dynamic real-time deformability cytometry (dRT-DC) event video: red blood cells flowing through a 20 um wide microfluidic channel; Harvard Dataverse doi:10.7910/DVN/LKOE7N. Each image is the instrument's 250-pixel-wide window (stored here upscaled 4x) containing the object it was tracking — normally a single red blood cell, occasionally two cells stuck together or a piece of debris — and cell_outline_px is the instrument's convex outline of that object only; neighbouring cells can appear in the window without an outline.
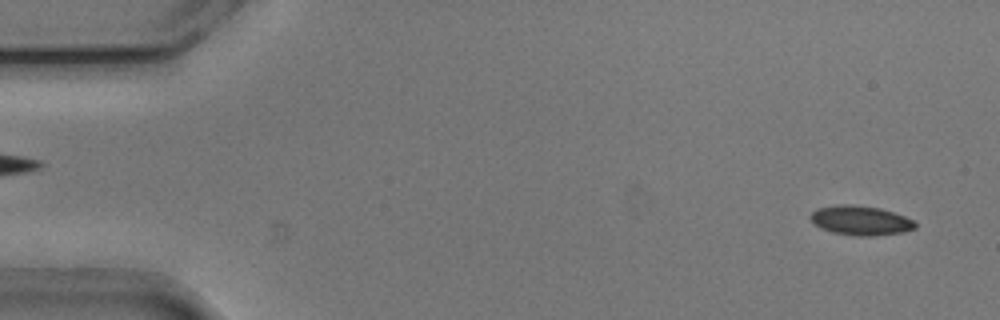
{"species": "common noctule bat (a hibernating species)", "species_latin": "Nyctalus noctula", "temperature_condition": "cold", "stored_images_in_passage": 52, "camera_frame_rate_fps": 3000, "um_per_image_px": 0.085, "animal": {"sex": "male", "body_mass_g": 20.5, "forearm_length_mm": 52.5}, "frame": {"image": 1, "passage_image": 2, "time_ms": 0.333, "image_size_px": [1000, 320], "cell_outline_px": [[916, 228], [904, 232], [872, 236], [856, 236], [832, 232], [820, 228], [808, 216], [816, 208], [836, 204], [852, 204], [880, 208], [904, 216], [912, 220], [916, 224]], "centroid_in_image_um": [73.12, 18.73], "position_along_channel_um": 11.9, "area_um2": 18.03}}
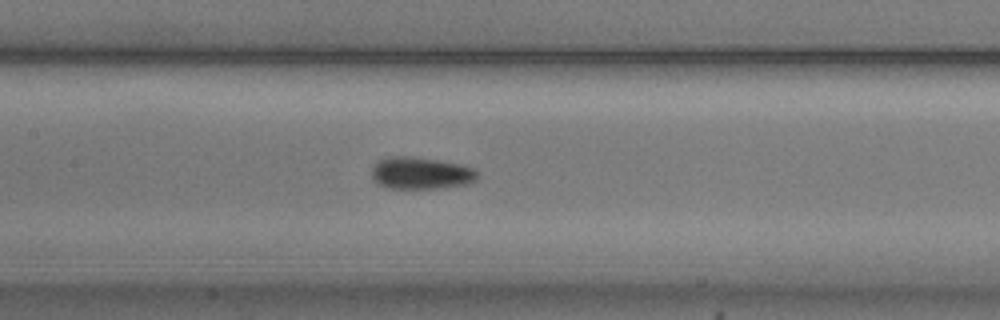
{"frame": {"image": 2, "passage_image": 24, "time_ms": 7.667, "image_size_px": [1000, 320], "cell_outline_px": [[476, 180], [468, 184], [444, 188], [388, 188], [372, 180], [372, 164], [376, 160], [388, 156], [408, 156], [464, 164], [476, 168]], "centroid_in_image_um": [35.76, 14.71], "position_along_channel_um": 171.6, "area_um2": 20.06}}
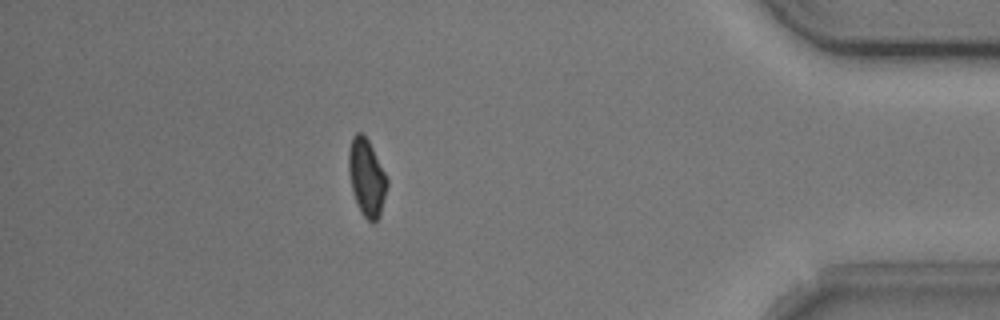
{"frame": {"image": 3, "passage_image": 46, "time_ms": 15.0, "image_size_px": [1000, 320], "cell_outline_px": [[388, 184], [380, 216], [372, 224], [360, 212], [356, 204], [352, 192], [348, 172], [348, 152], [352, 136], [356, 132], [360, 132], [368, 140], [388, 180]], "centroid_in_image_um": [31.14, 15.12], "position_along_channel_um": 404.1, "area_um2": 17.34}, "authors_computed_cell_mechanics": {"area_um2": 18.1492, "velocity_mm_per_s": 3.7869, "shape_relaxation_time_tau1_ms": 3.1183, "shape_relaxation_time_tau2_ms": null, "deformation_change_tau1": 0.0883, "deformation_change_tau2": null}}